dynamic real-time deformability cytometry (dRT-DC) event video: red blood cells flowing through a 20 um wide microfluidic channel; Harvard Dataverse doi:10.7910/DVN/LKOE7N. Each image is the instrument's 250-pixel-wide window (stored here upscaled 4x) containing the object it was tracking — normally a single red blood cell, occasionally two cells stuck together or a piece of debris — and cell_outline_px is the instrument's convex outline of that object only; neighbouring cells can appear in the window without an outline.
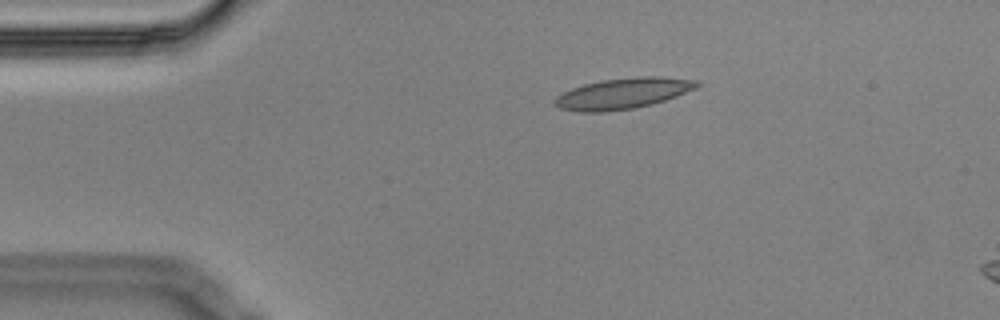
{"species": "Egyptian fruit bat (a non-hibernating species)", "species_latin": "Rousettus aegyptiacus", "temperature_condition": "cold", "stored_images_in_passage": 5, "segment_of_instrument_passage": [1, 2], "camera_frame_rate_fps": 3000, "um_per_image_px": 0.085, "animal": {"sex": "male"}, "frame": {"image": 1, "passage_image": 3, "time_ms": 0.667, "image_size_px": [1000, 320], "cell_outline_px": [[700, 84], [696, 88], [676, 96], [652, 104], [636, 108], [604, 112], [576, 112], [560, 108], [552, 104], [552, 100], [556, 96], [572, 88], [584, 84], [604, 80], [636, 76], [660, 76], [696, 80]], "centroid_in_image_um": [52.91, 7.95], "position_along_channel_um": 32.1, "area_um2": 25.66}}